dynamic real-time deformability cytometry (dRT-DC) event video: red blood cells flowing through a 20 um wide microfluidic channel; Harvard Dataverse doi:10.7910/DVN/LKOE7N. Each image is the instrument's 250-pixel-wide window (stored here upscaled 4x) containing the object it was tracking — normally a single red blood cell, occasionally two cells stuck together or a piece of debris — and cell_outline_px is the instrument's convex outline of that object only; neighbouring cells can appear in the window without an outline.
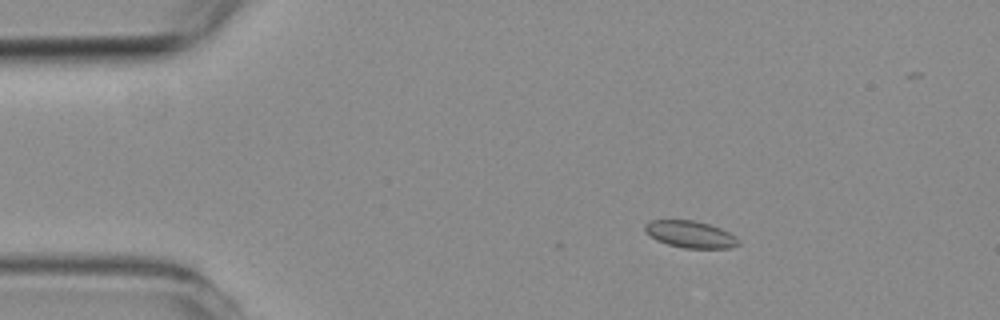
{"species": "common noctule bat (a hibernating species)", "species_latin": "Nyctalus noctula", "temperature_condition": "room temperature", "stored_images_in_passage": 5, "camera_frame_rate_fps": 3000, "um_per_image_px": 0.085, "animal": {"sex": "female", "body_mass_g": 19.3, "forearm_length_mm": 54.1}, "frame": {"image": 1, "passage_image": 3, "time_ms": 2.333, "image_size_px": [1000, 320], "cell_outline_px": [[740, 244], [732, 248], [684, 248], [668, 244], [656, 240], [644, 228], [644, 224], [652, 220], [692, 220], [708, 224], [720, 228], [728, 232], [740, 240]], "centroid_in_image_um": [58.71, 19.92], "position_along_channel_um": 26.3, "area_um2": 14.51}}
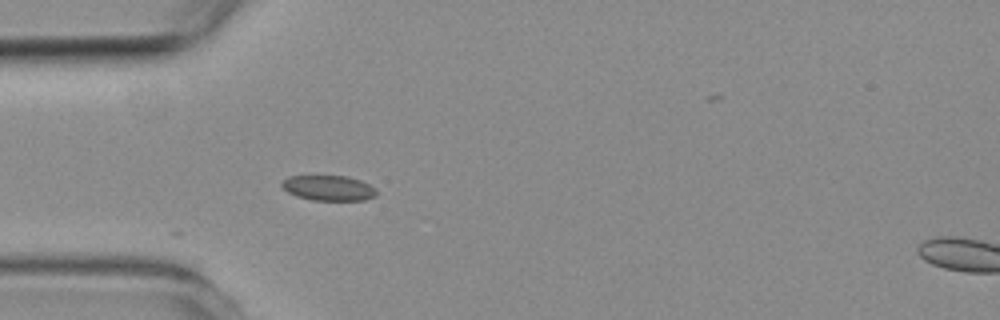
{"frame": {"image": 2, "passage_image": 5, "time_ms": 4.667, "image_size_px": [1000, 320], "cell_outline_px": [[376, 196], [364, 200], [312, 200], [296, 196], [288, 192], [280, 184], [288, 176], [348, 176], [360, 180], [376, 188]], "centroid_in_image_um": [27.94, 15.98], "position_along_channel_um": 57.1, "area_um2": 13.87}}